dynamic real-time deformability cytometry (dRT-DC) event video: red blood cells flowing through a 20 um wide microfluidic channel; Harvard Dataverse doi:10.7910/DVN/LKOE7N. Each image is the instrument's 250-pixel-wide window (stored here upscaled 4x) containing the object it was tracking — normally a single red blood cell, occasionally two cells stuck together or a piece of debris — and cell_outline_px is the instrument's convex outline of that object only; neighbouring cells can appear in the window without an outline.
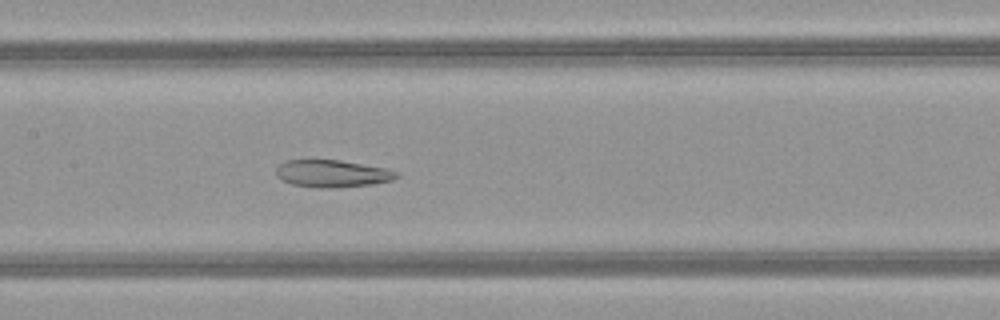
{"species": "common noctule bat (a hibernating species)", "species_latin": "Nyctalus noctula", "temperature_condition": "warm", "stored_images_in_passage": 41, "camera_frame_rate_fps": 3000, "um_per_image_px": 0.085, "animal": {"sex": "female", "body_mass_g": 21.9}, "frame": {"image": 1, "passage_image": 15, "time_ms": 4.667, "image_size_px": [1000, 320], "cell_outline_px": [[400, 176], [392, 180], [372, 184], [320, 188], [316, 188], [292, 184], [280, 180], [276, 176], [276, 168], [284, 160], [340, 160], [384, 168], [400, 172]], "centroid_in_image_um": [28.21, 14.75], "position_along_channel_um": 179.2, "area_um2": 19.07}}
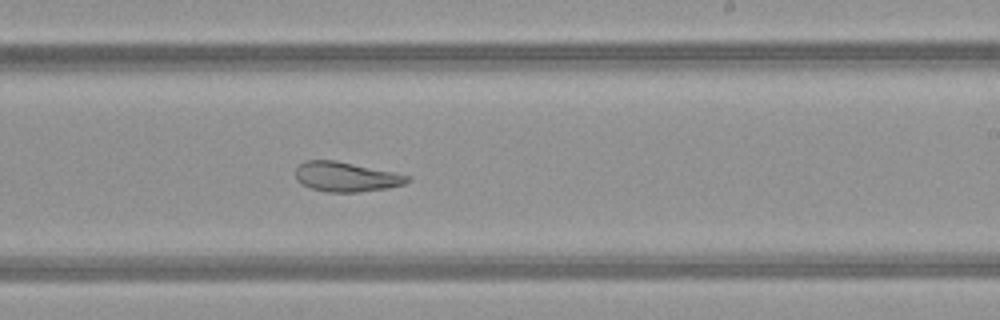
{"frame": {"image": 2, "passage_image": 21, "time_ms": 6.667, "image_size_px": [1000, 320], "cell_outline_px": [[412, 180], [404, 184], [388, 188], [360, 192], [328, 192], [312, 188], [296, 180], [296, 168], [304, 160], [336, 160], [412, 176]], "centroid_in_image_um": [29.45, 15.02], "position_along_channel_um": 259.6, "area_um2": 19.36}}
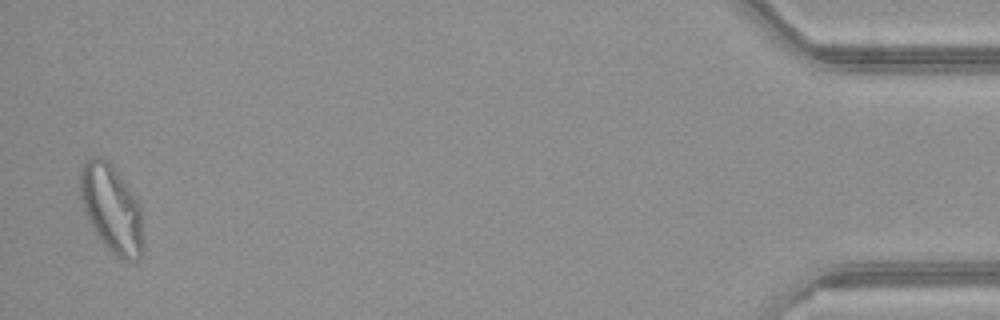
{"frame": {"image": 3, "passage_image": 40, "time_ms": 13.0, "image_size_px": [1000, 320], "cell_outline_px": [[144, 248], [140, 256], [136, 260], [120, 260], [100, 240], [92, 228], [88, 220], [80, 196], [80, 168], [92, 156], [100, 156], [108, 160], [140, 204], [144, 244]], "centroid_in_image_um": [9.49, 17.76], "position_along_channel_um": 425.7, "area_um2": 32.19}, "authors_computed_cell_mechanics": {"area_um2": 22.4264, "velocity_mm_per_s": 4.0356, "shape_relaxation_time_tau1_ms": null, "shape_relaxation_time_tau2_ms": 2.228, "deformation_change_tau1": null, "deformation_change_tau2": 0.086}}